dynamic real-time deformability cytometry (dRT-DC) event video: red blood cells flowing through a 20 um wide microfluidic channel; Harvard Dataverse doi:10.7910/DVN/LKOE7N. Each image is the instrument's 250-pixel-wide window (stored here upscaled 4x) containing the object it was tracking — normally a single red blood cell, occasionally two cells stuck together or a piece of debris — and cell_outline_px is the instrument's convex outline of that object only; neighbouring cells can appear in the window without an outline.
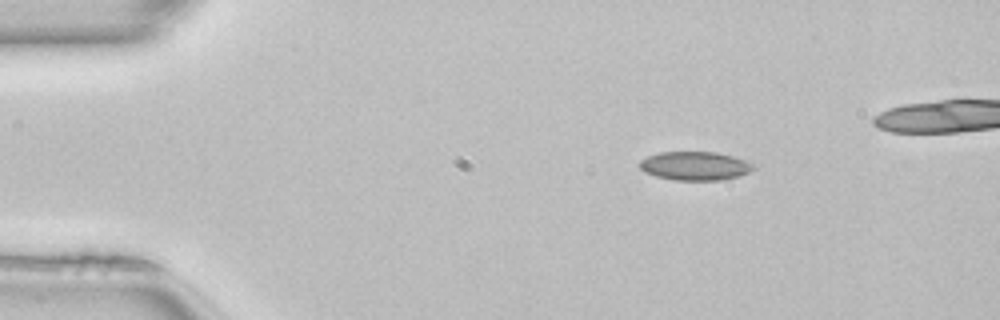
{"species": "common noctule bat (a hibernating species)", "species_latin": "Nyctalus noctula", "temperature_condition": "room temperature", "stored_images_in_passage": 45, "camera_frame_rate_fps": 3000, "um_per_image_px": 0.085, "animal": {"sex": "female", "body_mass_g": 22.7, "forearm_length_mm": 54.2}, "frame": {"image": 1, "passage_image": 7, "time_ms": 2.0, "image_size_px": [1000, 320], "cell_outline_px": [[756, 168], [740, 176], [720, 180], [672, 180], [656, 176], [644, 172], [640, 168], [640, 160], [648, 156], [660, 152], [716, 152], [732, 156], [756, 164]], "centroid_in_image_um": [59.09, 14.1], "position_along_channel_um": 25.9, "area_um2": 19.07}, "authors_computed_cell_mechanics": {"area_um2": 18.2648, "velocity_mm_per_s": 4.0957, "shape_relaxation_time_tau1_ms": null, "shape_relaxation_time_tau2_ms": 2.7571, "deformation_change_tau1": null, "deformation_change_tau2": 0.0647}}